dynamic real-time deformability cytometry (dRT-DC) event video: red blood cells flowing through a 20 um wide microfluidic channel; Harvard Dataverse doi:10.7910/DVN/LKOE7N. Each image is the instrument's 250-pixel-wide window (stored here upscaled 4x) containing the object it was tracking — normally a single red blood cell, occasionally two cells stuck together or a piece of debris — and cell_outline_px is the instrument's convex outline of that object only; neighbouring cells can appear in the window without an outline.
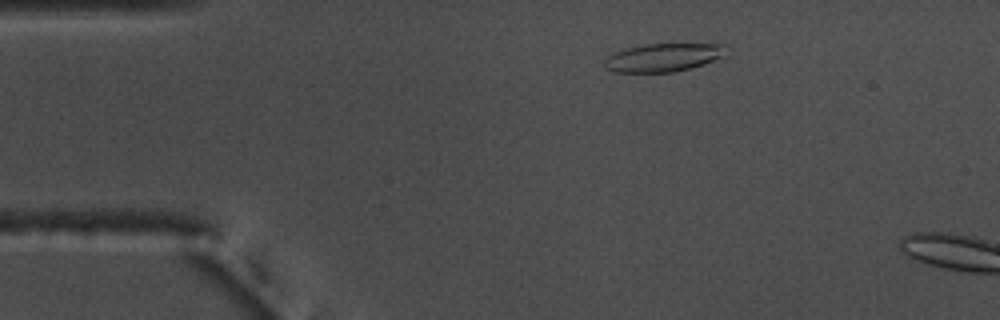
{"species": "common noctule bat (a hibernating species)", "species_latin": "Nyctalus noctula", "temperature_condition": "warm", "stored_images_in_passage": 5, "camera_frame_rate_fps": 3000, "um_per_image_px": 0.085, "animal": {"sex": "male", "body_mass_g": 17.5, "forearm_length_mm": 52.3}, "frame": {"image": 1, "passage_image": 2, "time_ms": 0.333, "image_size_px": [1000, 320], "cell_outline_px": [[724, 44], [720, 56], [704, 64], [692, 68], [676, 72], [616, 72], [604, 68], [604, 60], [612, 52], [624, 48], [644, 44]], "centroid_in_image_um": [56.25, 4.89], "position_along_channel_um": 28.8, "area_um2": 19.83}}